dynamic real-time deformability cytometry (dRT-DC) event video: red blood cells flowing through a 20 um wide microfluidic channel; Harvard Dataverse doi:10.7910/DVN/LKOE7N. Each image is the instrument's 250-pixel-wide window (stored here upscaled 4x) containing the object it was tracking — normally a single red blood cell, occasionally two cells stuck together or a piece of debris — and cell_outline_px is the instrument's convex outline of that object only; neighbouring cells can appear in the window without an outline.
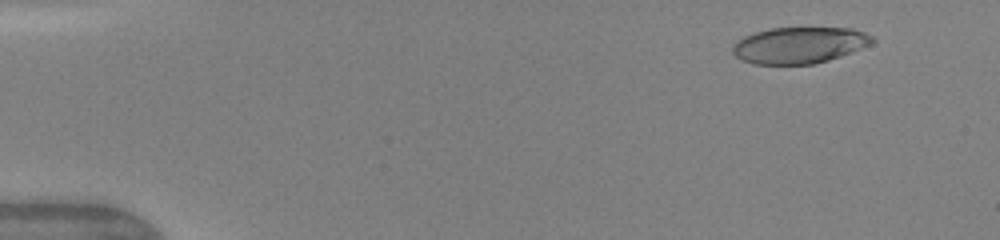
{"species": "human", "species_latin": "Homo sapiens", "temperature_condition": "warm", "stored_images_in_passage": 49, "camera_frame_rate_fps": 3000, "um_per_image_px": 0.085, "donor": {"sex": "female"}, "frame": {"image": 1, "passage_image": 5, "time_ms": 1.333, "image_size_px": [1000, 240], "cell_outline_px": [[876, 40], [872, 44], [840, 56], [828, 60], [812, 64], [752, 64], [740, 60], [732, 52], [732, 48], [736, 40], [744, 36], [768, 28], [852, 28], [864, 32], [872, 36]], "centroid_in_image_um": [67.92, 3.84], "position_along_channel_um": 17.1, "area_um2": 29.65}}
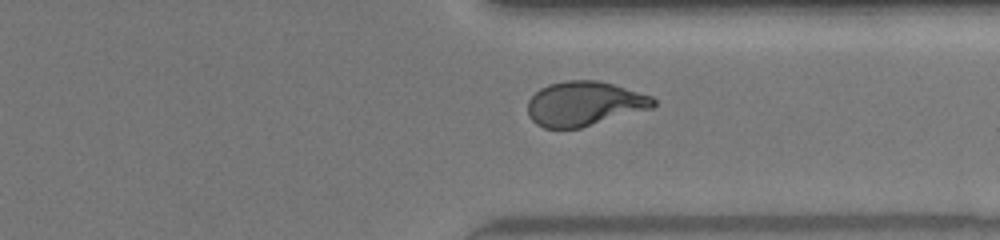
{"frame": {"image": 2, "passage_image": 38, "time_ms": 12.333, "image_size_px": [1000, 240], "cell_outline_px": [[656, 104], [652, 108], [580, 128], [544, 128], [536, 124], [528, 116], [528, 100], [540, 88], [548, 84], [568, 80], [596, 80], [612, 84], [652, 96], [656, 100]], "centroid_in_image_um": [49.65, 8.81], "position_along_channel_um": 361.8, "area_um2": 32.48}}
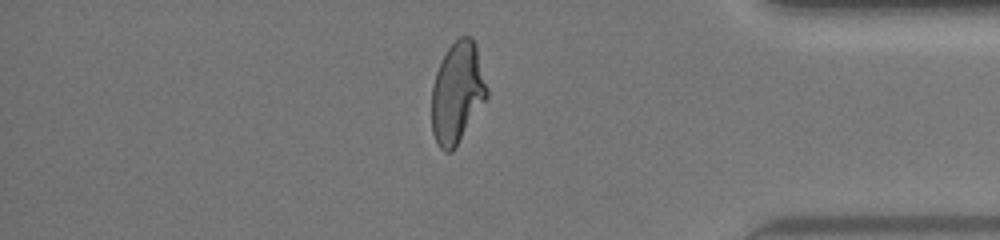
{"frame": {"image": 3, "passage_image": 42, "time_ms": 13.667, "image_size_px": [1000, 240], "cell_outline_px": [[488, 96], [452, 152], [444, 152], [440, 148], [432, 132], [432, 84], [436, 72], [448, 48], [460, 36], [472, 36], [476, 44], [488, 88]], "centroid_in_image_um": [38.88, 7.87], "position_along_channel_um": 396.3, "area_um2": 32.37}, "authors_computed_cell_mechanics": {"area_um2": 32.368, "velocity_mm_per_s": 4.2018, "shape_relaxation_time_tau1_ms": 6.2206, "shape_relaxation_time_tau2_ms": 1.1257, "deformation_change_tau1": 0.2522, "deformation_change_tau2": 0.0921}}